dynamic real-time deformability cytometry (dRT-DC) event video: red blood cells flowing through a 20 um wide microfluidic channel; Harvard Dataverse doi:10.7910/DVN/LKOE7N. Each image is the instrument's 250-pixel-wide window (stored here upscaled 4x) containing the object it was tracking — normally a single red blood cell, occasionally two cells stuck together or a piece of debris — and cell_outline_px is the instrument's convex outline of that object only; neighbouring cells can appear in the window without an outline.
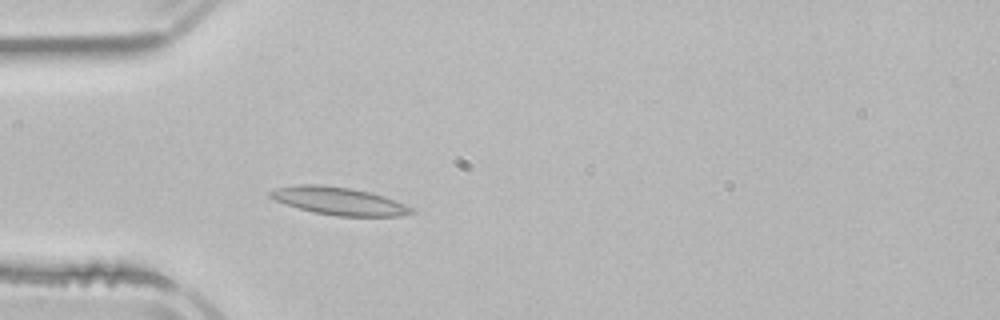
{"species": "common noctule bat (a hibernating species)", "species_latin": "Nyctalus noctula", "temperature_condition": "room temperature", "stored_images_in_passage": 2, "camera_frame_rate_fps": 3000, "um_per_image_px": 0.085, "animal": {"sex": "male", "body_mass_g": 21.5, "forearm_length_mm": 52.0}, "frame": {"image": 1, "passage_image": 2, "time_ms": 1.333, "image_size_px": [1000, 320], "cell_outline_px": [[416, 212], [400, 216], [336, 216], [312, 212], [276, 200], [268, 196], [268, 192], [276, 188], [296, 184], [320, 184], [352, 188], [372, 192], [384, 196], [404, 204], [412, 208]], "centroid_in_image_um": [28.81, 17.07], "position_along_channel_um": 56.2, "area_um2": 22.83}}